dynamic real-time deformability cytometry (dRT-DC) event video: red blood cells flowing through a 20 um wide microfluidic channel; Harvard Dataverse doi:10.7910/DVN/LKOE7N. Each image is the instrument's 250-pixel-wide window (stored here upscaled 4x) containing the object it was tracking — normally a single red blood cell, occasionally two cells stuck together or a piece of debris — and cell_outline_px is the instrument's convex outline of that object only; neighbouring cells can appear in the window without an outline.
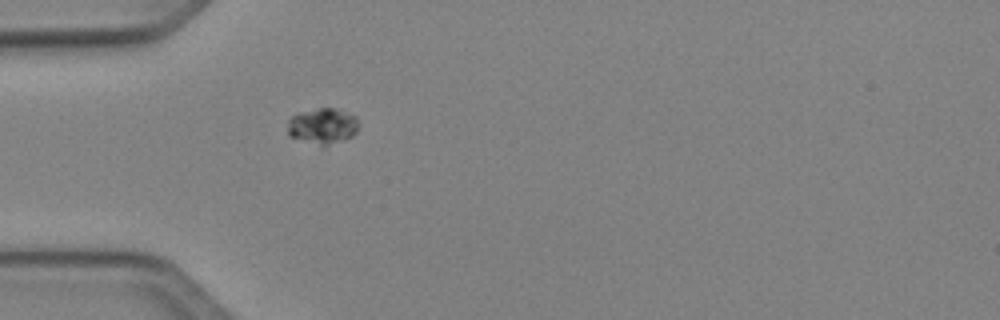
{"species": "Egyptian fruit bat (a non-hibernating species)", "species_latin": "Rousettus aegyptiacus", "temperature_condition": "cold", "stored_images_in_passage": 36, "camera_frame_rate_fps": 3000, "um_per_image_px": 0.085, "animal": {"sex": "female"}, "frame": {"image": 1, "passage_image": 1, "time_ms": 0.0, "image_size_px": [1000, 320], "cell_outline_px": [[356, 132], [352, 136], [344, 140], [328, 144], [320, 144], [288, 136], [288, 120], [292, 116], [300, 112], [320, 108], [336, 108], [356, 116]], "centroid_in_image_um": [27.41, 10.68], "position_along_channel_um": 57.6, "area_um2": 14.39}}
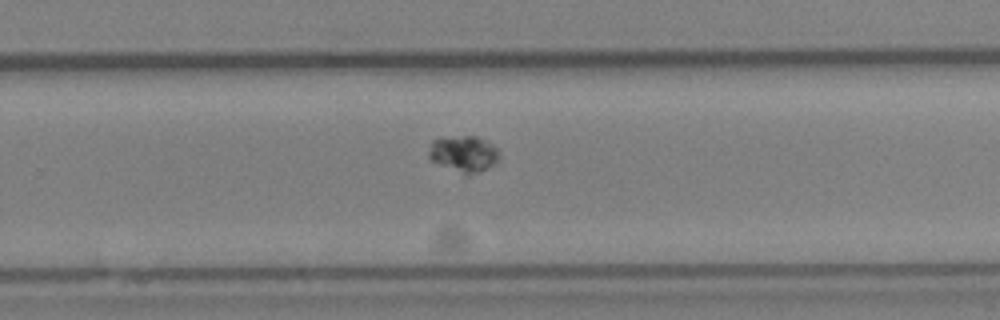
{"frame": {"image": 2, "passage_image": 19, "time_ms": 6.0, "image_size_px": [1000, 320], "cell_outline_px": [[500, 160], [496, 164], [480, 172], [464, 172], [432, 160], [428, 156], [428, 152], [432, 140], [440, 136], [476, 136], [488, 140], [500, 152]], "centroid_in_image_um": [39.46, 13.0], "position_along_channel_um": 290.3, "area_um2": 14.74}}
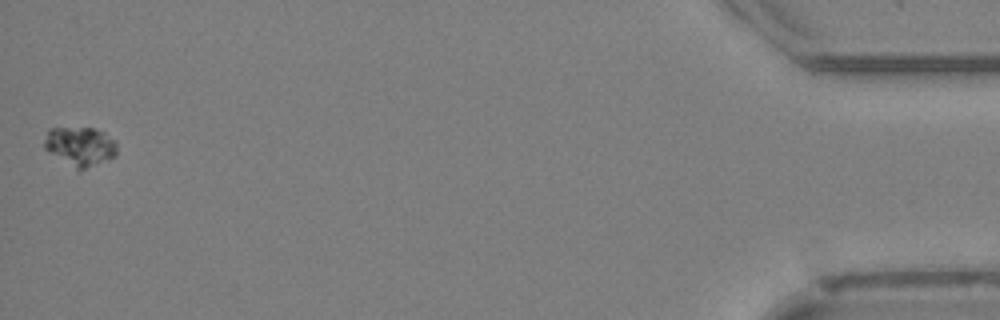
{"frame": {"image": 3, "passage_image": 36, "time_ms": 11.667, "image_size_px": [1000, 320], "cell_outline_px": [[116, 156], [80, 172], [48, 152], [44, 148], [44, 140], [48, 128], [96, 128], [104, 132], [116, 140]], "centroid_in_image_um": [6.82, 12.45], "position_along_channel_um": 428.4, "area_um2": 16.88}}